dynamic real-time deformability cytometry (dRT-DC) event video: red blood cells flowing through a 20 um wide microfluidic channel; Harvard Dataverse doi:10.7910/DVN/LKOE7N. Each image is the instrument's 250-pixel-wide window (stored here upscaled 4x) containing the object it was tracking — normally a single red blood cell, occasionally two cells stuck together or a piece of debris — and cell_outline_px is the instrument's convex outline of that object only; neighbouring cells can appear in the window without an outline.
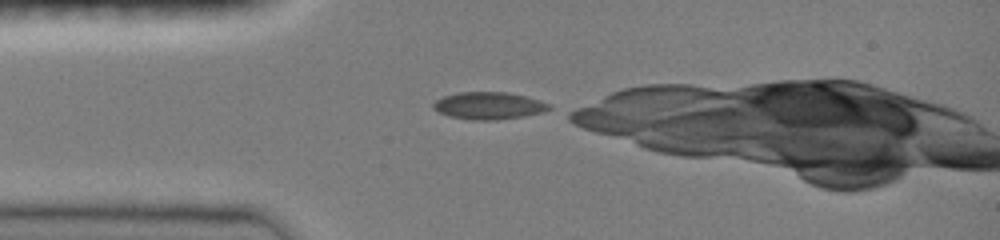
{"species": "common noctule bat (a hibernating species)", "species_latin": "Nyctalus noctula", "temperature_condition": "room temperature", "stored_images_in_passage": 4, "camera_frame_rate_fps": 3000, "um_per_image_px": 0.085, "animal": {"sex": "female", "body_mass_g": 19.0, "forearm_length_mm": 51.5}, "frame": {"image": 1, "passage_image": 1, "time_ms": 0.0, "image_size_px": [1000, 240], "cell_outline_px": [[552, 108], [544, 112], [524, 116], [496, 120], [472, 120], [448, 116], [432, 108], [432, 104], [436, 100], [444, 96], [456, 92], [508, 92], [540, 100], [552, 104]], "centroid_in_image_um": [41.56, 8.98], "position_along_channel_um": 43.4, "area_um2": 18.55}}